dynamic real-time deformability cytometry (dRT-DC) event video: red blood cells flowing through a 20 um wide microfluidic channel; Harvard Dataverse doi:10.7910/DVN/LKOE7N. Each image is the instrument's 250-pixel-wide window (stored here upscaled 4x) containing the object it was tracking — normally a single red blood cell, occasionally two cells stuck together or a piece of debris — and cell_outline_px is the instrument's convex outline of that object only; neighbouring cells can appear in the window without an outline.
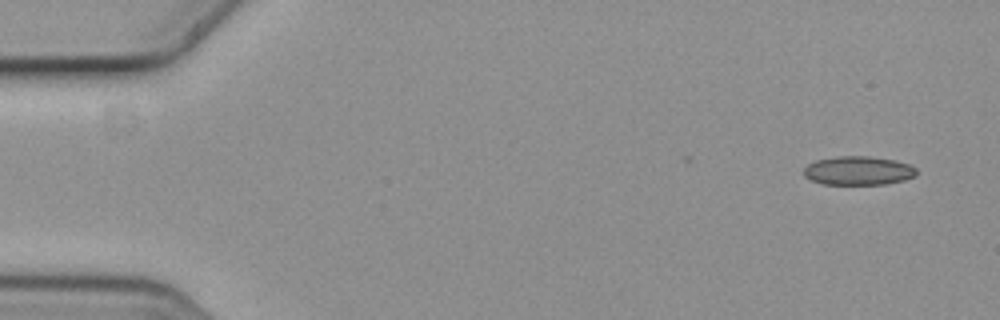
{"species": "common noctule bat (a hibernating species)", "species_latin": "Nyctalus noctula", "temperature_condition": "cold", "stored_images_in_passage": 5, "segment_of_instrument_passage": [2, 2], "camera_frame_rate_fps": 3000, "um_per_image_px": 0.085, "animal": {"sex": "female", "body_mass_g": 19.3, "forearm_length_mm": 54.1}, "frame": {"image": 1, "passage_image": 5, "time_ms": 1.333, "image_size_px": [1000, 320], "cell_outline_px": [[916, 176], [904, 180], [888, 184], [824, 184], [812, 180], [804, 176], [804, 168], [808, 164], [816, 160], [836, 156], [868, 156], [896, 160], [908, 164], [916, 168]], "centroid_in_image_um": [72.97, 14.5], "position_along_channel_um": 12.0, "area_um2": 18.96}}